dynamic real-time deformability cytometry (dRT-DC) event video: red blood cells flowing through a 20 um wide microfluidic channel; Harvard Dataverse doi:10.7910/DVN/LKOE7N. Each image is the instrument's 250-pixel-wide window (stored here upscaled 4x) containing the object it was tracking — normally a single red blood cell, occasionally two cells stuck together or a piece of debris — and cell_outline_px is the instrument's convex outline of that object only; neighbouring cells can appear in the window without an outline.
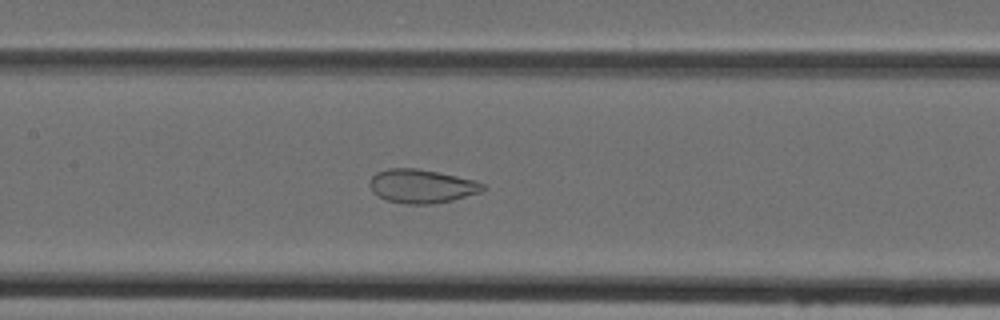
{"species": "Egyptian fruit bat (a non-hibernating species)", "species_latin": "Rousettus aegyptiacus", "temperature_condition": "cold", "stored_images_in_passage": 33, "camera_frame_rate_fps": 3000, "um_per_image_px": 0.085, "animal": {"sex": "female"}, "frame": {"image": 1, "passage_image": 8, "time_ms": 2.333, "image_size_px": [1000, 320], "cell_outline_px": [[484, 188], [480, 192], [452, 200], [432, 204], [408, 204], [388, 200], [372, 192], [368, 184], [372, 176], [376, 172], [388, 168], [416, 168], [440, 172], [476, 180], [484, 184]], "centroid_in_image_um": [35.83, 15.81], "position_along_channel_um": 171.6, "area_um2": 22.25}}
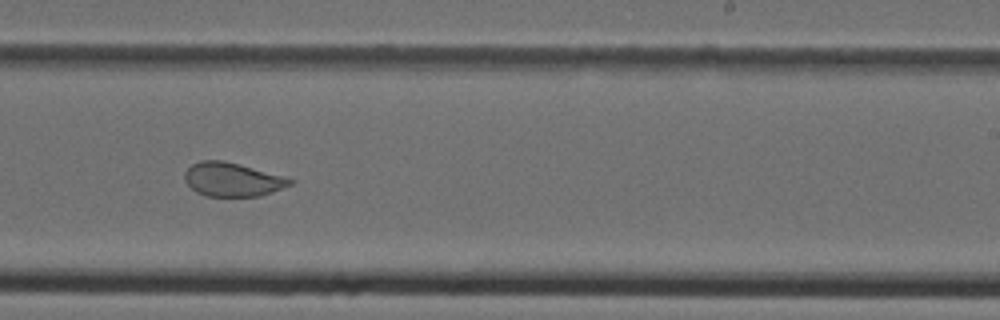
{"frame": {"image": 2, "passage_image": 15, "time_ms": 4.667, "image_size_px": [1000, 320], "cell_outline_px": [[296, 180], [292, 184], [272, 192], [260, 196], [204, 196], [196, 192], [184, 180], [184, 172], [192, 164], [200, 160], [224, 160]], "centroid_in_image_um": [19.72, 15.26], "position_along_channel_um": 269.3, "area_um2": 20.63}}
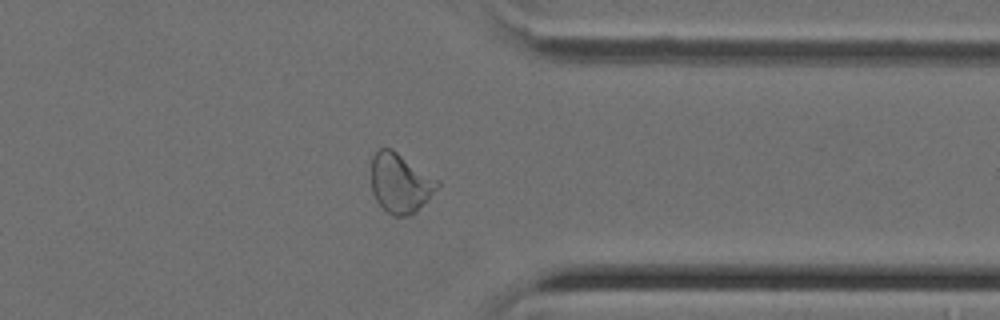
{"frame": {"image": 3, "passage_image": 23, "time_ms": 7.333, "image_size_px": [1000, 320], "cell_outline_px": [[440, 184], [408, 216], [392, 216], [376, 200], [372, 192], [372, 156], [380, 148], [392, 148], [440, 180]], "centroid_in_image_um": [33.99, 15.51], "position_along_channel_um": 377.4, "area_um2": 22.43}}